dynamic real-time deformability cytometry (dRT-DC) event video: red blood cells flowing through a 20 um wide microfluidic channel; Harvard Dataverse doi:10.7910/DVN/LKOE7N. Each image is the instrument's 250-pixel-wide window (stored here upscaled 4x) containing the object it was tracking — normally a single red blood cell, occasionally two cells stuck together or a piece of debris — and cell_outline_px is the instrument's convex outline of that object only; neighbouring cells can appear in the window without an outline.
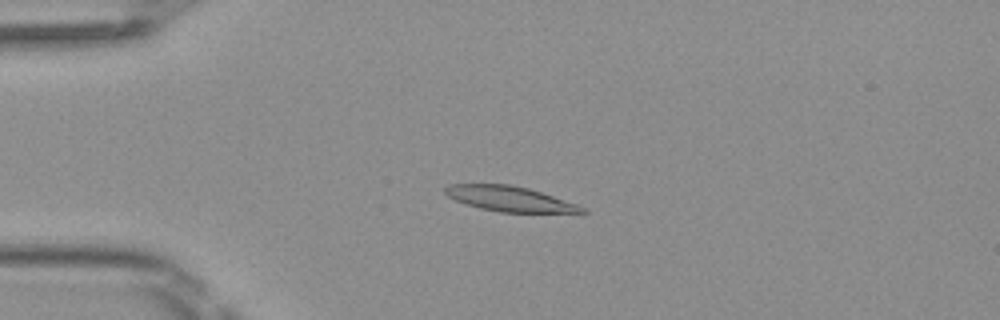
{"species": "Egyptian fruit bat (a non-hibernating species)", "species_latin": "Rousettus aegyptiacus", "temperature_condition": "room temperature", "stored_images_in_passage": 51, "camera_frame_rate_fps": 3000, "um_per_image_px": 0.085, "frame": {"image": 1, "passage_image": 13, "time_ms": 4.0, "image_size_px": [1000, 320], "cell_outline_px": [[588, 212], [500, 212], [480, 208], [464, 204], [448, 196], [444, 192], [444, 188], [448, 184], [512, 184], [528, 188], [576, 204], [584, 208]], "centroid_in_image_um": [43.24, 16.89], "position_along_channel_um": 41.8, "area_um2": 19.77}}
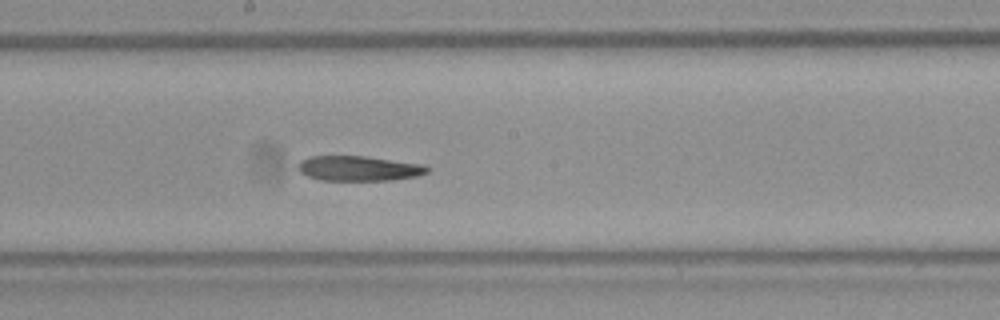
{"frame": {"image": 2, "passage_image": 28, "time_ms": 9.0, "image_size_px": [1000, 320], "cell_outline_px": [[432, 168], [428, 172], [416, 176], [392, 180], [320, 180], [308, 176], [300, 172], [296, 168], [296, 164], [300, 160], [308, 156], [368, 156], [428, 164]], "centroid_in_image_um": [30.53, 14.3], "position_along_channel_um": 217.7, "area_um2": 19.31}}
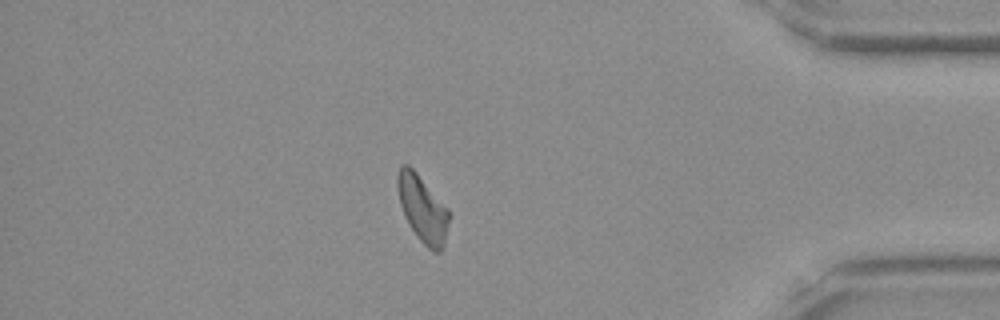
{"frame": {"image": 3, "passage_image": 44, "time_ms": 14.333, "image_size_px": [1000, 320], "cell_outline_px": [[448, 220], [444, 244], [440, 252], [436, 252], [428, 248], [416, 236], [408, 224], [404, 216], [400, 204], [396, 184], [396, 176], [400, 164], [408, 164], [416, 172], [448, 208]], "centroid_in_image_um": [35.87, 17.72], "position_along_channel_um": 399.3, "area_um2": 19.88}}